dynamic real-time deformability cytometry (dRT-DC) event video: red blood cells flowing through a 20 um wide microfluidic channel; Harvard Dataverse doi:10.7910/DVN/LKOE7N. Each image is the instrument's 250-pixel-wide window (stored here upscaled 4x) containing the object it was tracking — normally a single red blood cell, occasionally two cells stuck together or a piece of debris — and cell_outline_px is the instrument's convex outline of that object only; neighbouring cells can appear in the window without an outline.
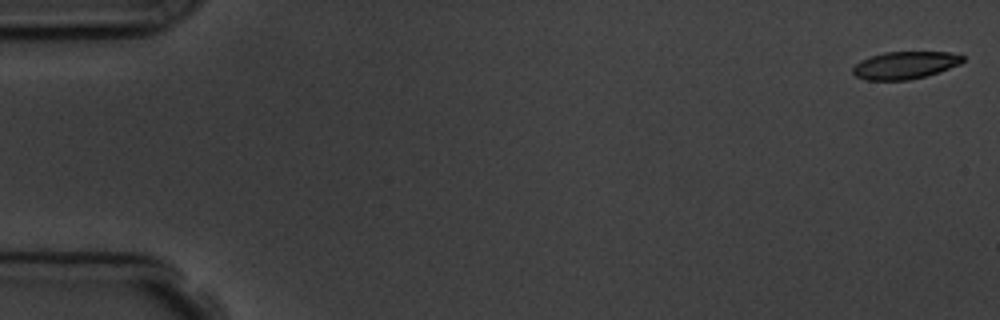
{"species": "common noctule bat (a hibernating species)", "species_latin": "Nyctalus noctula", "temperature_condition": "room temperature", "stored_images_in_passage": 5, "camera_frame_rate_fps": 3000, "um_per_image_px": 0.085, "animal": {"sex": "male", "body_mass_g": 19.5, "forearm_length_mm": 54.6}, "frame": {"image": 1, "passage_image": 1, "time_ms": 0.0, "image_size_px": [1000, 320], "cell_outline_px": [[964, 60], [960, 64], [928, 76], [908, 80], [868, 80], [856, 76], [852, 72], [852, 68], [860, 60], [884, 52], [948, 52], [964, 56]], "centroid_in_image_um": [76.93, 5.54], "position_along_channel_um": 8.1, "area_um2": 17.57}}
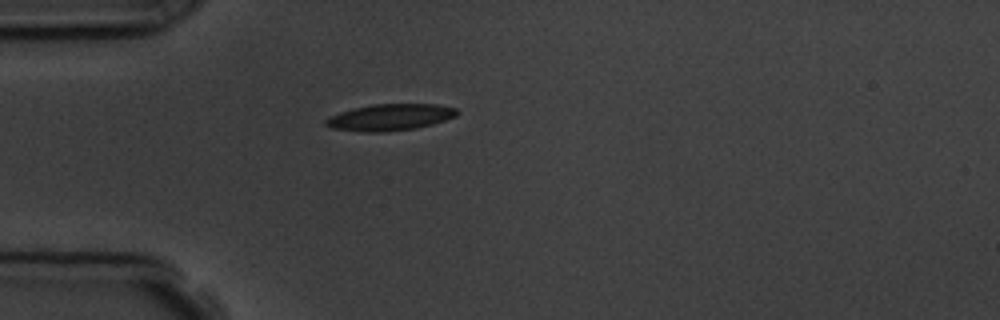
{"frame": {"image": 2, "passage_image": 5, "time_ms": 4.667, "image_size_px": [1000, 320], "cell_outline_px": [[460, 112], [456, 116], [432, 124], [416, 128], [380, 132], [360, 132], [332, 128], [324, 124], [324, 120], [340, 112], [352, 108], [372, 104], [436, 104], [456, 108]], "centroid_in_image_um": [33.15, 9.96], "position_along_channel_um": 51.9, "area_um2": 20.29}}